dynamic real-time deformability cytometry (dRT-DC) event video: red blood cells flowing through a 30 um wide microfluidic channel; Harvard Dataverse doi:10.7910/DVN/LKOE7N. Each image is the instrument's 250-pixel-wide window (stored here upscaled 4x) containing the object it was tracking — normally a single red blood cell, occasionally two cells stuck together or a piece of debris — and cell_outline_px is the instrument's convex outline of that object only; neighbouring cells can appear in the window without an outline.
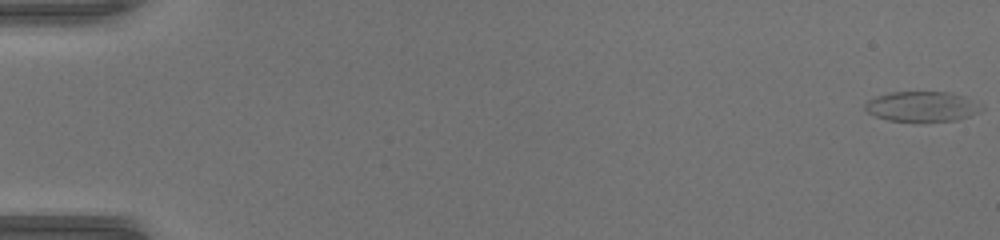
{"species": "common noctule bat (a hibernating species)", "species_latin": "Nyctalus noctula", "temperature_condition": "warm", "stored_images_in_passage": 52, "camera_frame_rate_fps": 3000, "um_per_image_px": 0.085, "animal": {"sex": "female", "body_mass_g": 17.0, "forearm_length_mm": 48.0}, "frame": {"image": 1, "passage_image": 1, "time_ms": 0.0, "image_size_px": [1000, 240], "cell_outline_px": [[984, 108], [980, 112], [956, 120], [888, 120], [876, 116], [868, 112], [864, 108], [864, 104], [868, 100], [876, 96], [888, 92], [948, 92], [964, 96], [984, 104]], "centroid_in_image_um": [78.4, 9.03], "position_along_channel_um": 6.6, "area_um2": 20.29}}
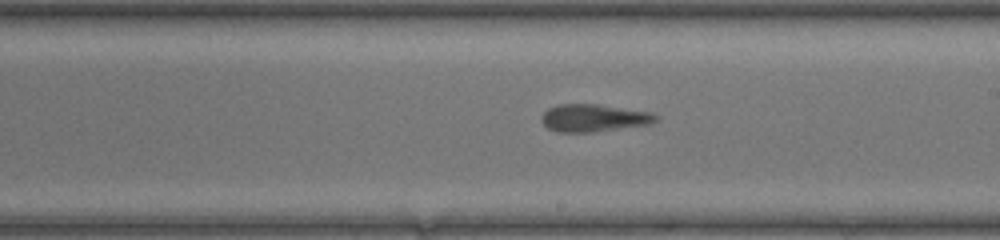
{"frame": {"image": 2, "passage_image": 31, "time_ms": 10.0, "image_size_px": [1000, 240], "cell_outline_px": [[656, 120], [648, 124], [592, 132], [556, 132], [548, 128], [540, 120], [540, 116], [548, 108], [560, 104], [596, 104], [652, 112], [656, 116]], "centroid_in_image_um": [50.4, 10.02], "position_along_channel_um": 238.6, "area_um2": 18.15}}
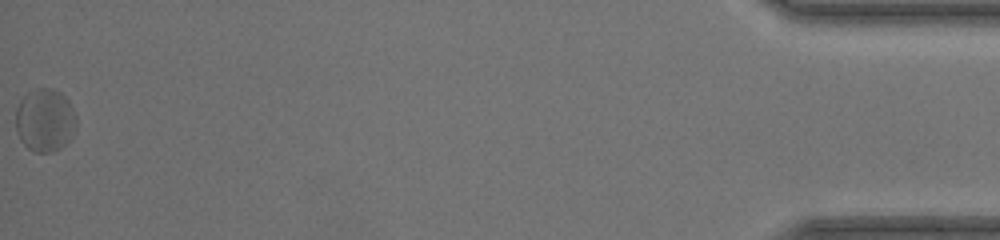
{"frame": {"image": 3, "passage_image": 52, "time_ms": 17.0, "image_size_px": [1000, 240], "cell_outline_px": [[76, 128], [72, 136], [60, 148], [52, 152], [36, 152], [28, 148], [20, 140], [16, 128], [16, 108], [20, 100], [28, 92], [36, 88], [52, 88], [60, 92], [68, 100], [76, 116]], "centroid_in_image_um": [3.82, 10.2], "position_along_channel_um": 431.4, "area_um2": 22.31}, "authors_computed_cell_mechanics": {"area_um2": 18.9295, "velocity_mm_per_s": 4.1433, "shape_relaxation_time_tau1_ms": 3.2579, "shape_relaxation_time_tau2_ms": 1.2405, "deformation_change_tau1": 0.1176, "deformation_change_tau2": 0.0902}}